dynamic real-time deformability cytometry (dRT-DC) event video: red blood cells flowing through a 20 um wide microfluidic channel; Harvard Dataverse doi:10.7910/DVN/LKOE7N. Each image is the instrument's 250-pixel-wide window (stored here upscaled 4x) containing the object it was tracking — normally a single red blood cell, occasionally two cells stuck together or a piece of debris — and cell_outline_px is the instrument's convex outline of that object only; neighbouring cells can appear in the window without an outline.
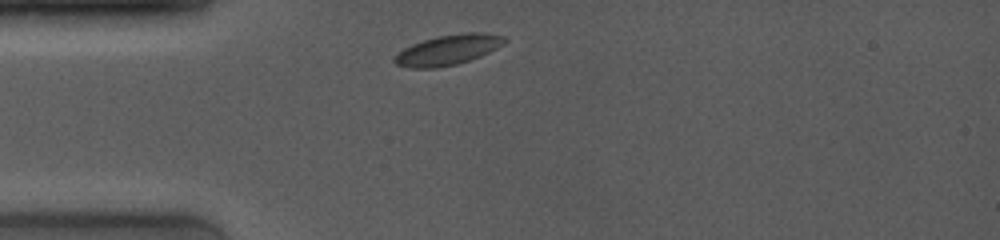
{"species": "common noctule bat (a hibernating species)", "species_latin": "Nyctalus noctula", "temperature_condition": "room temperature", "stored_images_in_passage": 2, "camera_frame_rate_fps": 4000, "um_per_image_px": 0.085, "animal": {"sex": "female", "body_mass_g": 19.0, "forearm_length_mm": 53.3}, "frame": {"image": 1, "passage_image": 1, "time_ms": 0.0, "image_size_px": [1000, 240], "cell_outline_px": [[508, 40], [504, 44], [480, 56], [456, 64], [436, 68], [408, 68], [396, 64], [392, 60], [404, 48], [412, 44], [424, 40], [440, 36], [464, 32], [484, 32], [508, 36]], "centroid_in_image_um": [38.13, 4.23], "position_along_channel_um": 46.9, "area_um2": 19.31}}